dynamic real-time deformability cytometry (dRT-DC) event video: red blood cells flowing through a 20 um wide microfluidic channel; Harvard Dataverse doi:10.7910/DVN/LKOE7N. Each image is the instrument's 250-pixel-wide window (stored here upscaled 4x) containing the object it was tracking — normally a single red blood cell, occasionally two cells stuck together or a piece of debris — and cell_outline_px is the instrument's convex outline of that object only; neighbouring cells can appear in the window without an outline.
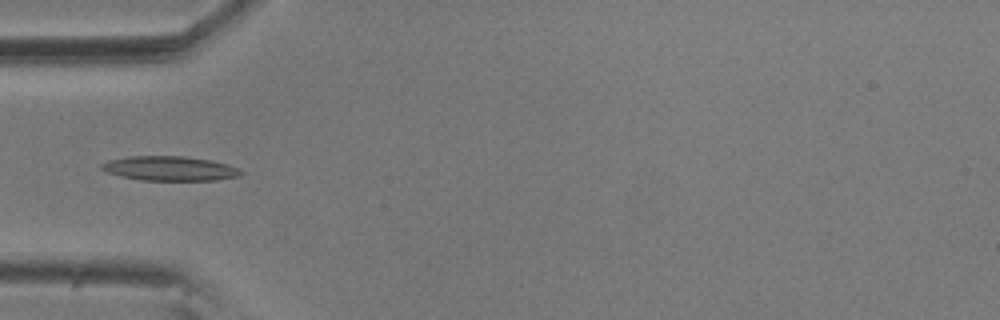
{"species": "common noctule bat (a hibernating species)", "species_latin": "Nyctalus noctula", "temperature_condition": "room temperature", "stored_images_in_passage": 7, "camera_frame_rate_fps": 3000, "um_per_image_px": 0.085, "animal": {"sex": "male", "body_mass_g": 20.5, "forearm_length_mm": 52.5}, "frame": {"image": 1, "passage_image": 5, "time_ms": 1.333, "image_size_px": [1000, 320], "cell_outline_px": [[244, 172], [236, 176], [216, 180], [140, 180], [120, 176], [108, 172], [100, 168], [100, 164], [108, 160], [132, 156], [184, 156], [208, 160], [228, 164], [240, 168]], "centroid_in_image_um": [14.42, 14.32], "position_along_channel_um": 70.6, "area_um2": 19.77}}
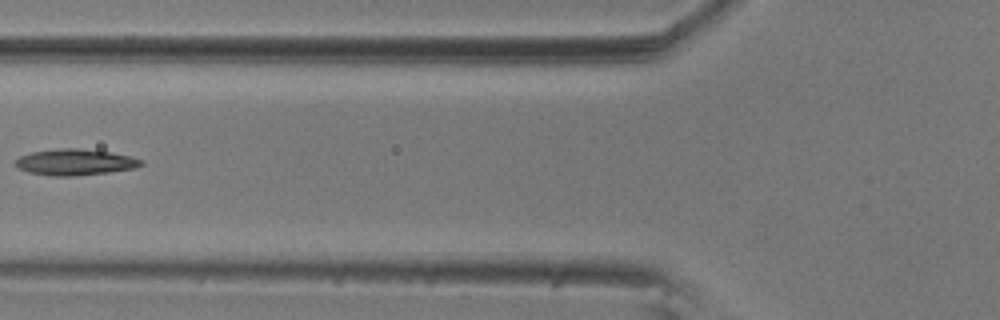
{"frame": {"image": 2, "passage_image": 6, "time_ms": 1.667, "image_size_px": [1000, 320], "cell_outline_px": [[144, 164], [136, 168], [108, 172], [76, 176], [52, 176], [28, 172], [16, 168], [16, 160], [20, 156], [32, 152], [60, 148], [76, 148], [112, 152], [132, 156], [144, 160]], "centroid_in_image_um": [6.42, 13.78], "position_along_channel_um": 119.4, "area_um2": 19.31}}
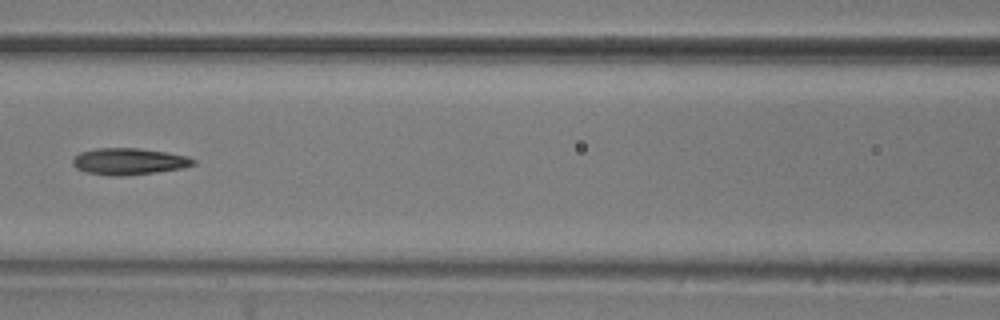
{"frame": {"image": 3, "passage_image": 7, "time_ms": 2.0, "image_size_px": [1000, 320], "cell_outline_px": [[196, 164], [180, 168], [156, 172], [120, 176], [112, 176], [84, 172], [76, 168], [72, 164], [72, 160], [80, 152], [96, 148], [136, 148], [168, 152], [188, 156], [196, 160]], "centroid_in_image_um": [10.95, 13.72], "position_along_channel_um": 155.7, "area_um2": 18.73}}